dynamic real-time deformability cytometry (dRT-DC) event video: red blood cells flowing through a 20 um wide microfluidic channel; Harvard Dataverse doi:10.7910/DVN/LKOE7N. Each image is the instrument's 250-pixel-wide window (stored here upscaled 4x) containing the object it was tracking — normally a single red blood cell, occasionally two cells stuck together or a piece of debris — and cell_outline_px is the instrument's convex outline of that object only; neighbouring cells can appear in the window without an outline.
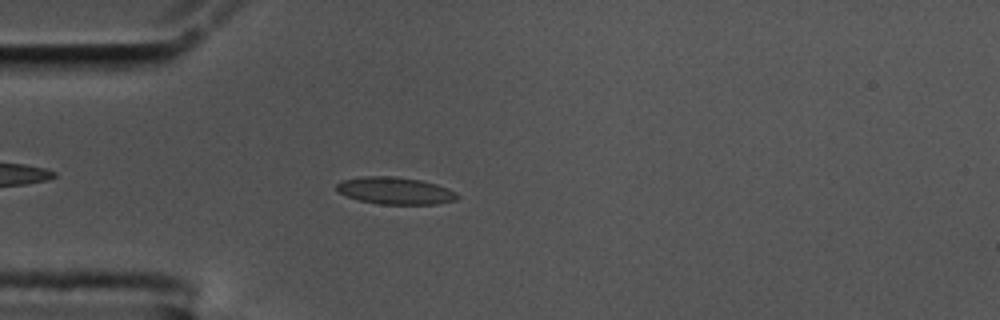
{"species": "common noctule bat (a hibernating species)", "species_latin": "Nyctalus noctula", "temperature_condition": "cold", "stored_images_in_passage": 56, "camera_frame_rate_fps": 3000, "um_per_image_px": 0.085, "animal": {"sex": "male", "body_mass_g": 17.5, "forearm_length_mm": 52.3}, "frame": {"image": 1, "passage_image": 15, "time_ms": 4.667, "image_size_px": [1000, 320], "cell_outline_px": [[460, 196], [456, 200], [436, 204], [380, 204], [360, 200], [348, 196], [340, 192], [336, 188], [336, 184], [340, 180], [364, 176], [396, 176], [420, 180], [436, 184], [448, 188], [456, 192]], "centroid_in_image_um": [33.61, 16.2], "position_along_channel_um": 51.4, "area_um2": 19.07}}
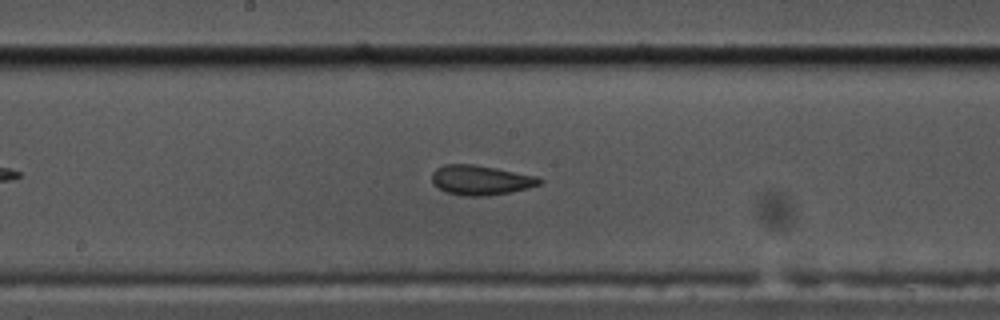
{"frame": {"image": 2, "passage_image": 29, "time_ms": 9.333, "image_size_px": [1000, 320], "cell_outline_px": [[544, 180], [540, 184], [528, 188], [508, 192], [484, 196], [464, 196], [448, 192], [432, 184], [432, 172], [436, 168], [444, 164], [476, 164], [536, 176]], "centroid_in_image_um": [40.84, 15.29], "position_along_channel_um": 207.4, "area_um2": 18.55}}
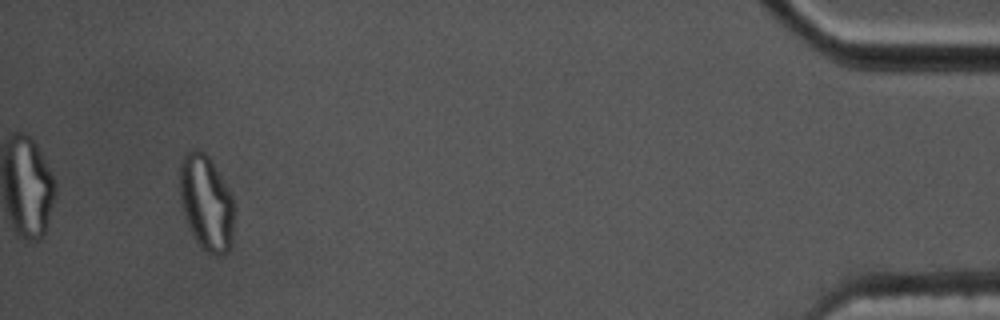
{"frame": {"image": 3, "passage_image": 53, "time_ms": 17.333, "image_size_px": [1000, 320], "cell_outline_px": [[232, 244], [228, 252], [224, 256], [216, 256], [200, 248], [188, 224], [180, 200], [180, 160], [184, 152], [192, 148], [200, 148], [208, 156], [232, 196]], "centroid_in_image_um": [17.51, 17.23], "position_along_channel_um": 417.7, "area_um2": 30.11}, "authors_computed_cell_mechanics": {"area_um2": 18.5827, "velocity_mm_per_s": 3.5285, "shape_relaxation_time_tau1_ms": null, "shape_relaxation_time_tau2_ms": 1.8989, "deformation_change_tau1": null, "deformation_change_tau2": 0.0714}}